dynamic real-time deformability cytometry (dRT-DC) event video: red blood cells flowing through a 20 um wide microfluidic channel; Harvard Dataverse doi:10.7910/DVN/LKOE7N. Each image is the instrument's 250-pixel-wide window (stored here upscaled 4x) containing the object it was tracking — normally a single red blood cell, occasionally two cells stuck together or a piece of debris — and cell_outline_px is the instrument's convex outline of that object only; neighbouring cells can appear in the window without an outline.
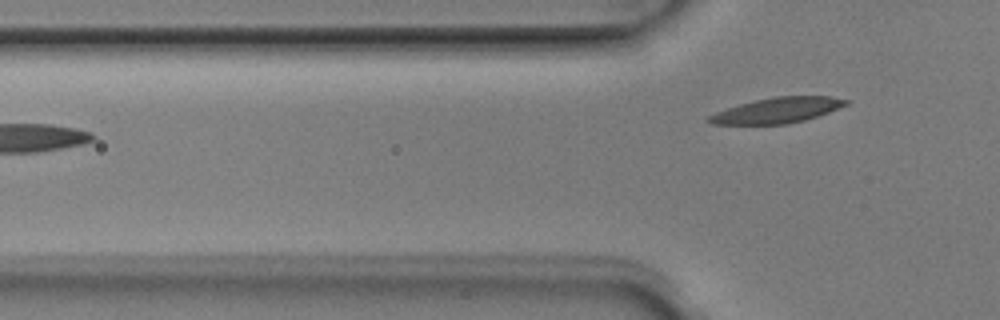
{"species": "Egyptian fruit bat (a non-hibernating species)", "species_latin": "Rousettus aegyptiacus", "temperature_condition": "room temperature", "stored_images_in_passage": 7, "camera_frame_rate_fps": 3000, "um_per_image_px": 0.085, "animal": {"sex": "male"}, "frame": {"image": 1, "passage_image": 7, "time_ms": 2.0, "image_size_px": [1000, 320], "cell_outline_px": [[848, 104], [828, 112], [804, 120], [788, 124], [712, 124], [704, 120], [708, 116], [716, 112], [752, 100], [776, 96], [832, 96], [848, 100]], "centroid_in_image_um": [66.04, 9.37], "position_along_channel_um": 59.8, "area_um2": 20.23}}